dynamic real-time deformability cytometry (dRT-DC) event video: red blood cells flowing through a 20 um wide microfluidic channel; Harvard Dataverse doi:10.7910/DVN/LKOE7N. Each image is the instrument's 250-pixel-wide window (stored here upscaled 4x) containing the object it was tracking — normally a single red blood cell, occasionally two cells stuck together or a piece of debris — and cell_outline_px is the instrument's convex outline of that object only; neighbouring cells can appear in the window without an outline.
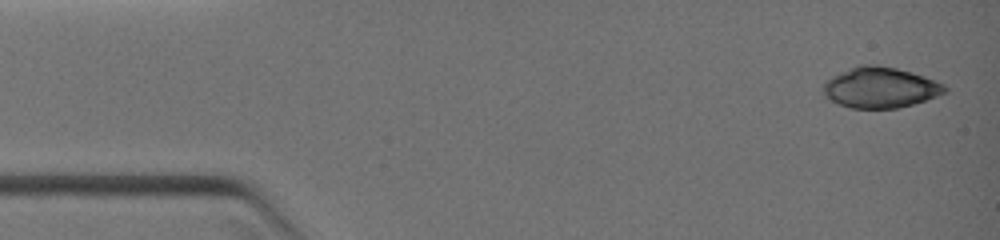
{"species": "common noctule bat (a hibernating species)", "species_latin": "Nyctalus noctula", "temperature_condition": "warm", "stored_images_in_passage": 7, "camera_frame_rate_fps": 3000, "um_per_image_px": 0.085, "animal": {"sex": "female", "body_mass_g": 19.0, "forearm_length_mm": 51.5}, "frame": {"image": 1, "passage_image": 1, "time_ms": 0.0, "image_size_px": [1000, 240], "cell_outline_px": [[948, 92], [912, 104], [896, 108], [852, 108], [840, 104], [824, 96], [820, 88], [832, 76], [860, 64], [876, 64], [896, 68], [924, 76], [944, 84], [948, 88]], "centroid_in_image_um": [74.81, 7.43], "position_along_channel_um": 10.2, "area_um2": 28.67}}
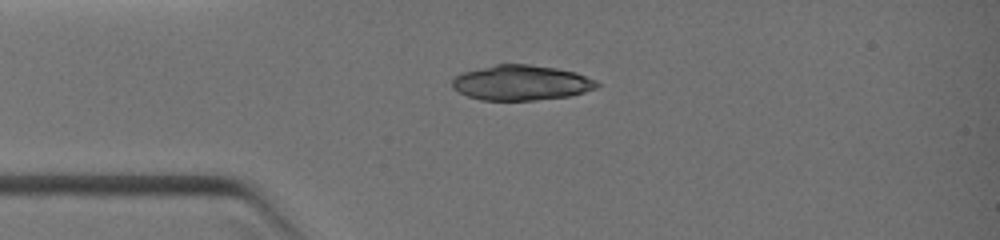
{"frame": {"image": 2, "passage_image": 5, "time_ms": 2.333, "image_size_px": [1000, 240], "cell_outline_px": [[600, 84], [596, 88], [584, 92], [568, 96], [532, 100], [480, 100], [468, 96], [452, 88], [452, 80], [460, 72], [496, 64], [528, 64], [556, 68], [576, 72], [596, 80]], "centroid_in_image_um": [44.29, 7.02], "position_along_channel_um": 40.7, "area_um2": 29.65}}